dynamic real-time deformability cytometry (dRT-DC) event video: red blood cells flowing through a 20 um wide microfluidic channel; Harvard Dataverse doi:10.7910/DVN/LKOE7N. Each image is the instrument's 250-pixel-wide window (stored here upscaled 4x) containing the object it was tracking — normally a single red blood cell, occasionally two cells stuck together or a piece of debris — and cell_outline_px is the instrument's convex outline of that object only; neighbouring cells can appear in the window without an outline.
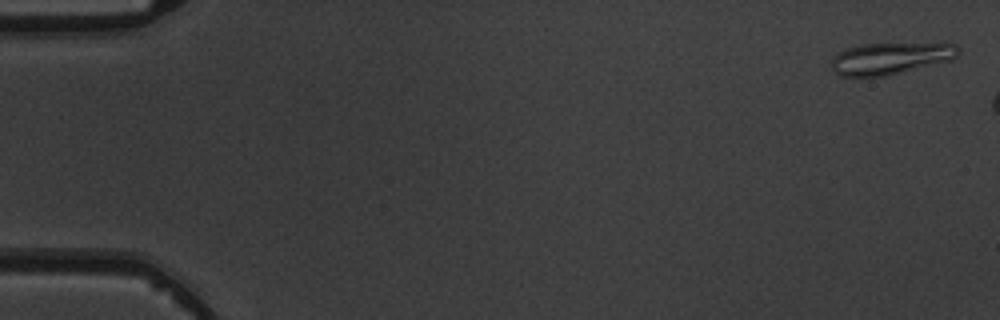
{"species": "common noctule bat (a hibernating species)", "species_latin": "Nyctalus noctula", "temperature_condition": "warm", "stored_images_in_passage": 3, "camera_frame_rate_fps": 3000, "um_per_image_px": 0.085, "animal": {"sex": "male", "body_mass_g": 19.5, "forearm_length_mm": 54.6}, "frame": {"image": 1, "passage_image": 1, "time_ms": 0.0, "image_size_px": [1000, 320], "cell_outline_px": [[956, 56], [952, 60], [884, 76], [840, 76], [832, 72], [832, 56], [848, 48], [860, 44], [940, 40], [956, 44]], "centroid_in_image_um": [75.74, 4.9], "position_along_channel_um": 9.3, "area_um2": 24.39}}